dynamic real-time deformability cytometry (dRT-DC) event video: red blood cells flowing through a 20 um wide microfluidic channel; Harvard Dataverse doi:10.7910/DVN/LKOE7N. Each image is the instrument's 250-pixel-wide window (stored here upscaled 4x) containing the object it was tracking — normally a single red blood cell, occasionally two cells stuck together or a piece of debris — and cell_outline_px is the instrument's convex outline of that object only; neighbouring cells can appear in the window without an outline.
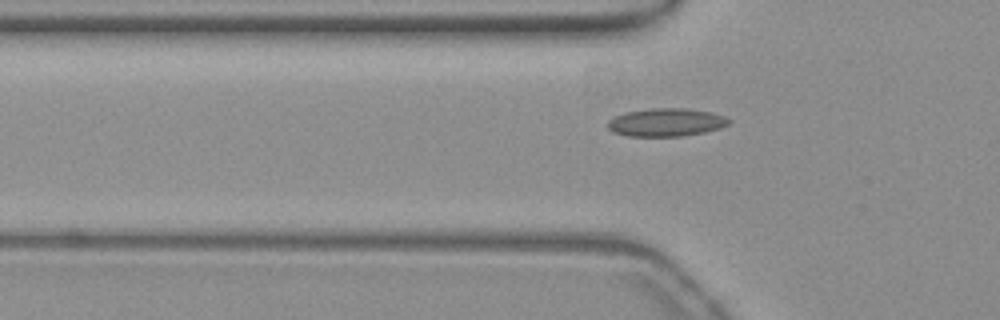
{"species": "common noctule bat (a hibernating species)", "species_latin": "Nyctalus noctula", "temperature_condition": "warm", "stored_images_in_passage": 37, "camera_frame_rate_fps": 3000, "um_per_image_px": 0.085, "animal": {"sex": "female", "body_mass_g": 19.3, "forearm_length_mm": 54.1}, "frame": {"image": 1, "passage_image": 3, "time_ms": 0.667, "image_size_px": [1000, 320], "cell_outline_px": [[732, 120], [728, 124], [720, 128], [704, 132], [684, 136], [628, 136], [612, 132], [608, 128], [608, 120], [612, 116], [624, 112], [652, 108], [684, 108], [712, 112], [724, 116]], "centroid_in_image_um": [56.6, 10.39], "position_along_channel_um": 69.2, "area_um2": 20.0}}
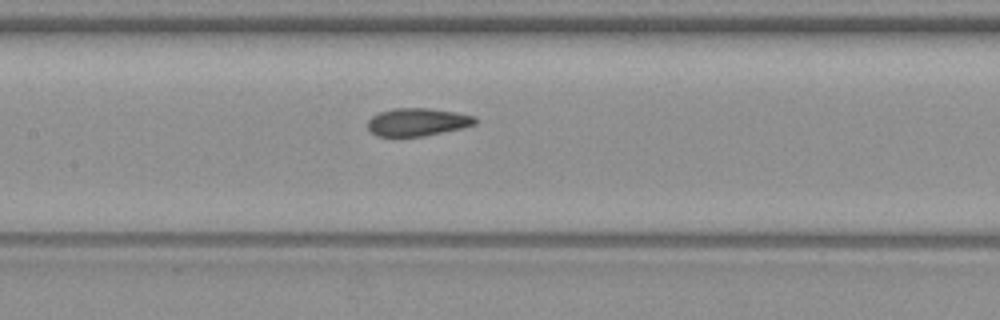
{"frame": {"image": 2, "passage_image": 11, "time_ms": 3.333, "image_size_px": [1000, 320], "cell_outline_px": [[476, 124], [464, 128], [424, 136], [376, 136], [368, 128], [368, 120], [372, 116], [380, 112], [392, 108], [428, 108], [456, 112], [476, 116]], "centroid_in_image_um": [35.51, 10.37], "position_along_channel_um": 171.9, "area_um2": 17.51}}
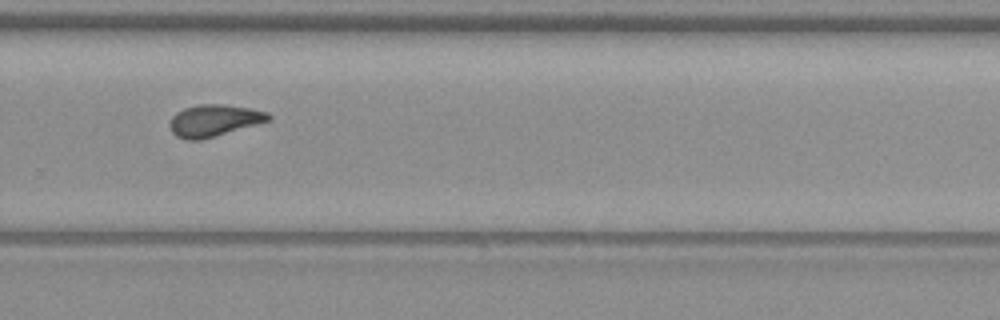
{"frame": {"image": 3, "passage_image": 22, "time_ms": 7.0, "image_size_px": [1000, 320], "cell_outline_px": [[272, 120], [216, 136], [200, 140], [188, 140], [176, 136], [172, 132], [168, 124], [172, 116], [176, 112], [184, 108], [200, 104], [224, 104], [248, 108], [268, 112], [272, 116]], "centroid_in_image_um": [18.19, 10.24], "position_along_channel_um": 311.6, "area_um2": 18.44}, "authors_computed_cell_mechanics": {"area_um2": 17.8024, "velocity_mm_per_s": 3.8209, "shape_relaxation_time_tau1_ms": 5.2185, "shape_relaxation_time_tau2_ms": 1.94, "deformation_change_tau1": 0.1627, "deformation_change_tau2": 0.0746}}